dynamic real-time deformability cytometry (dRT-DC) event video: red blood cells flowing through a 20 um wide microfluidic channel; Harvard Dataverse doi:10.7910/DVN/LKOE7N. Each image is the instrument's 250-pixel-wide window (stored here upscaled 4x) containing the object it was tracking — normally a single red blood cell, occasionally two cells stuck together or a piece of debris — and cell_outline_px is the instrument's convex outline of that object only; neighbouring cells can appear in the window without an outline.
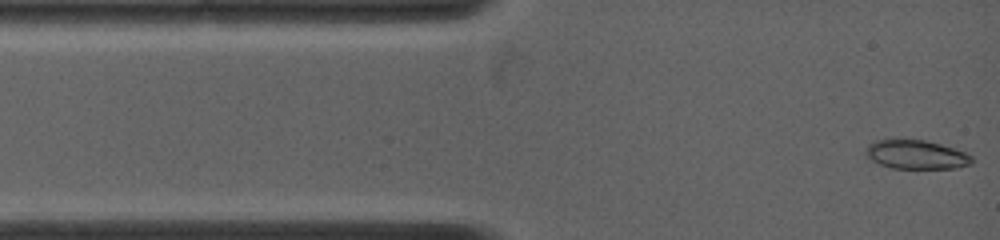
{"species": "common noctule bat (a hibernating species)", "species_latin": "Nyctalus noctula", "temperature_condition": "warm", "stored_images_in_passage": 11, "camera_frame_rate_fps": 5000, "um_per_image_px": 0.085, "animal": {"sex": "female", "body_mass_g": 19.0, "forearm_length_mm": 53.3}, "frame": {"image": 1, "passage_image": 1, "time_ms": 0.0, "image_size_px": [1000, 240], "cell_outline_px": [[972, 164], [956, 168], [892, 168], [880, 164], [872, 160], [868, 156], [868, 144], [872, 140], [924, 140], [940, 144], [964, 152], [972, 156]], "centroid_in_image_um": [77.9, 13.14], "position_along_channel_um": 7.1, "area_um2": 17.51}}